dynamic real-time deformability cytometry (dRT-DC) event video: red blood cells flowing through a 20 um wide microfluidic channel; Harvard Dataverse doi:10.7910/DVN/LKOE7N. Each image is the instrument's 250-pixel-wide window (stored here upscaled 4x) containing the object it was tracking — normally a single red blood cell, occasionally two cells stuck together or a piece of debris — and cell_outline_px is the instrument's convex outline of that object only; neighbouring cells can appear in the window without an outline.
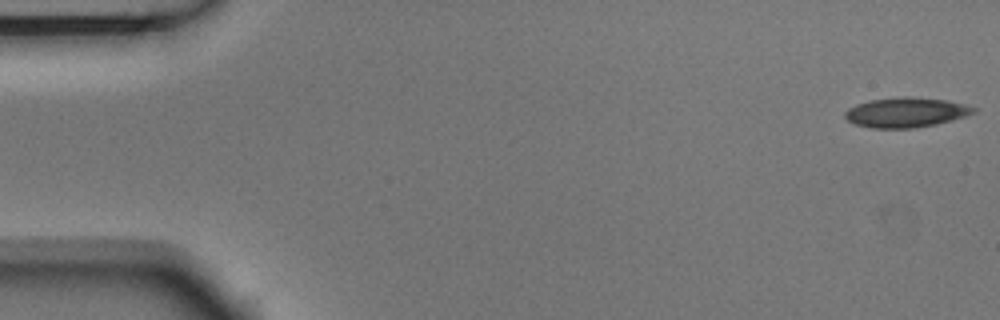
{"species": "Egyptian fruit bat (a non-hibernating species)", "species_latin": "Rousettus aegyptiacus", "temperature_condition": "room temperature", "stored_images_in_passage": 7, "camera_frame_rate_fps": 3000, "um_per_image_px": 0.085, "animal": {"sex": "male"}, "frame": {"image": 1, "passage_image": 1, "time_ms": 0.0, "image_size_px": [1000, 320], "cell_outline_px": [[976, 112], [952, 120], [936, 124], [916, 128], [872, 128], [856, 124], [848, 120], [844, 116], [844, 112], [848, 108], [856, 104], [868, 100], [900, 96], [908, 96], [948, 100], [964, 104], [976, 108]], "centroid_in_image_um": [76.99, 9.54], "position_along_channel_um": 8.0, "area_um2": 22.48}}
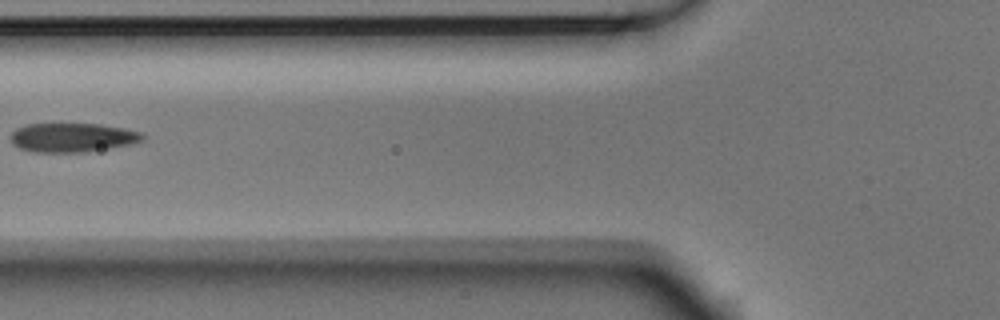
{"frame": {"image": 2, "passage_image": 6, "time_ms": 1.667, "image_size_px": [1000, 320], "cell_outline_px": [[144, 140], [132, 144], [84, 152], [36, 152], [20, 148], [12, 144], [12, 132], [16, 128], [28, 124], [100, 124], [124, 128], [144, 132]], "centroid_in_image_um": [6.2, 11.68], "position_along_channel_um": 119.6, "area_um2": 22.31}}
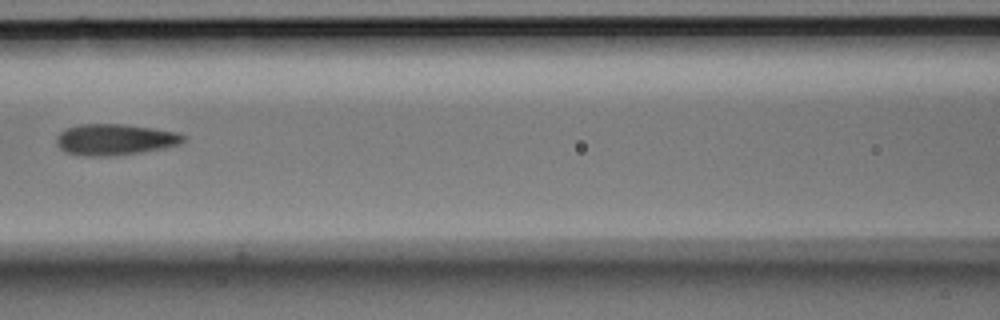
{"frame": {"image": 3, "passage_image": 7, "time_ms": 2.0, "image_size_px": [1000, 320], "cell_outline_px": [[188, 136], [180, 144], [164, 148], [116, 156], [84, 156], [68, 152], [60, 148], [56, 144], [56, 136], [60, 132], [68, 128], [80, 124], [120, 124], [152, 128], [180, 132]], "centroid_in_image_um": [9.8, 11.86], "position_along_channel_um": 156.8, "area_um2": 23.12}}